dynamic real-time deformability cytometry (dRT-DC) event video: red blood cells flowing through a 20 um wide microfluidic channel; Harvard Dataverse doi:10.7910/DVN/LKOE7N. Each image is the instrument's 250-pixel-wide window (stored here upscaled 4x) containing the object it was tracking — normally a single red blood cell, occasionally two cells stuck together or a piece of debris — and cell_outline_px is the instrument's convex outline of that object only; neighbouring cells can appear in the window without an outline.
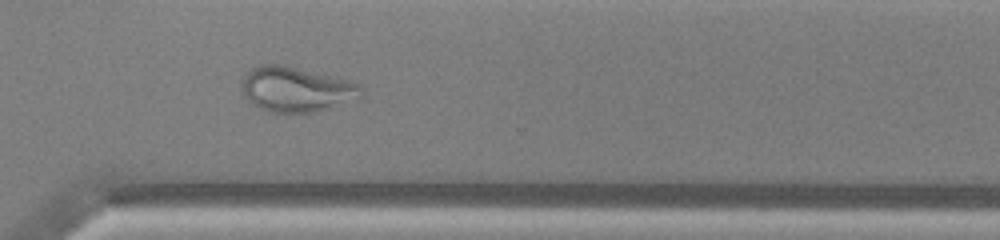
{"species": "common noctule bat (a hibernating species)", "species_latin": "Nyctalus noctula", "temperature_condition": "warm", "stored_images_in_passage": 52, "camera_frame_rate_fps": 3000, "um_per_image_px": 0.085, "animal": {"sex": "male", "body_mass_g": 13.0, "forearm_length_mm": 53.1}, "frame": {"image": 1, "passage_image": 37, "time_ms": 12.0, "image_size_px": [1000, 240], "cell_outline_px": [[364, 96], [316, 112], [272, 112], [260, 108], [252, 104], [244, 96], [240, 80], [252, 68], [260, 64], [284, 64], [352, 80], [364, 88]], "centroid_in_image_um": [25.2, 7.57], "position_along_channel_um": 345.4, "area_um2": 31.67}}